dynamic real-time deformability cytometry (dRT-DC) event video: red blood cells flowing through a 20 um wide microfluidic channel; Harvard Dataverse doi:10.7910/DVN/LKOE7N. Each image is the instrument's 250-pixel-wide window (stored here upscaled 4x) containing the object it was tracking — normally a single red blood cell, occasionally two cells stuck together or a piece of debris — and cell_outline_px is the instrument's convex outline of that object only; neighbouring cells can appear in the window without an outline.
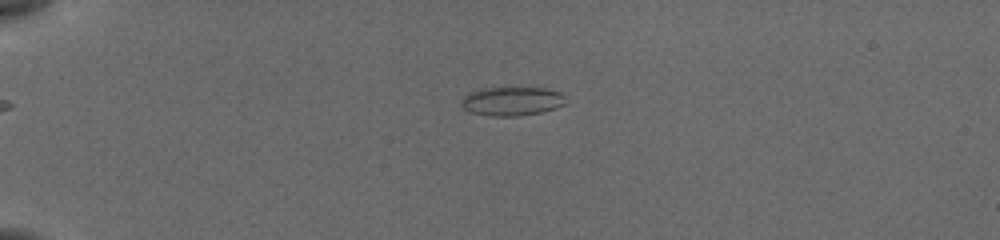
{"species": "common noctule bat (a hibernating species)", "species_latin": "Nyctalus noctula", "temperature_condition": "cold", "stored_images_in_passage": 43, "camera_frame_rate_fps": 3000, "um_per_image_px": 0.085, "animal": {"sex": "female", "body_mass_g": 19.5, "forearm_length_mm": 54.1}, "frame": {"image": 1, "passage_image": 3, "time_ms": 0.667, "image_size_px": [1000, 240], "cell_outline_px": [[564, 104], [556, 108], [540, 112], [516, 116], [492, 116], [468, 112], [460, 104], [460, 100], [468, 92], [480, 88], [548, 88], [560, 92], [564, 96]], "centroid_in_image_um": [43.46, 8.6], "position_along_channel_um": 41.5, "area_um2": 17.63}}
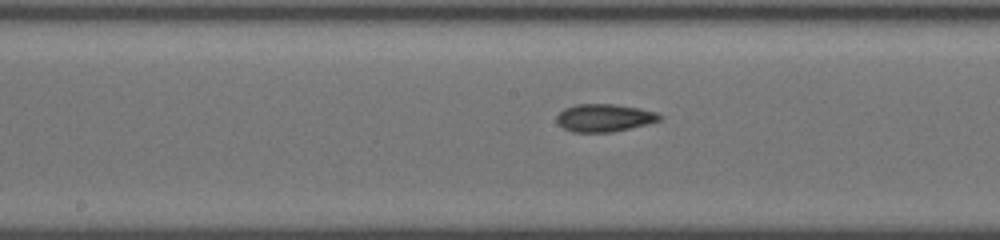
{"frame": {"image": 2, "passage_image": 19, "time_ms": 6.0, "image_size_px": [1000, 240], "cell_outline_px": [[660, 120], [648, 124], [612, 132], [572, 132], [564, 128], [556, 120], [556, 116], [564, 108], [576, 104], [616, 104], [640, 108], [656, 112], [660, 116]], "centroid_in_image_um": [51.35, 10.01], "position_along_channel_um": 196.8, "area_um2": 16.59}}
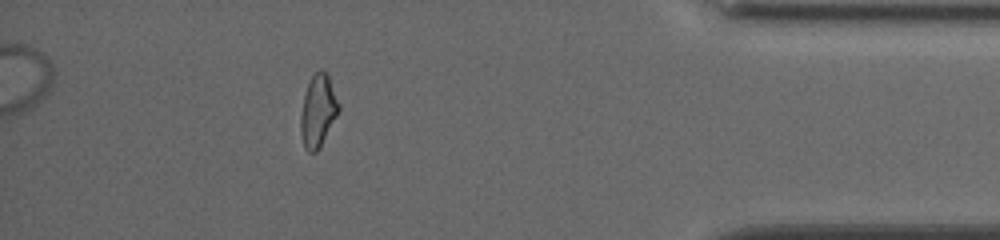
{"frame": {"image": 3, "passage_image": 38, "time_ms": 12.333, "image_size_px": [1000, 240], "cell_outline_px": [[340, 108], [320, 148], [316, 152], [308, 152], [304, 148], [300, 132], [300, 116], [304, 96], [308, 84], [312, 76], [316, 72], [324, 72], [328, 76], [340, 104]], "centroid_in_image_um": [27.02, 9.48], "position_along_channel_um": 408.2, "area_um2": 15.78}, "authors_computed_cell_mechanics": {"area_um2": 16.2418, "velocity_mm_per_s": 3.8914, "shape_relaxation_time_tau1_ms": null, "shape_relaxation_time_tau2_ms": 2.1999, "deformation_change_tau1": null, "deformation_change_tau2": 0.0852}}